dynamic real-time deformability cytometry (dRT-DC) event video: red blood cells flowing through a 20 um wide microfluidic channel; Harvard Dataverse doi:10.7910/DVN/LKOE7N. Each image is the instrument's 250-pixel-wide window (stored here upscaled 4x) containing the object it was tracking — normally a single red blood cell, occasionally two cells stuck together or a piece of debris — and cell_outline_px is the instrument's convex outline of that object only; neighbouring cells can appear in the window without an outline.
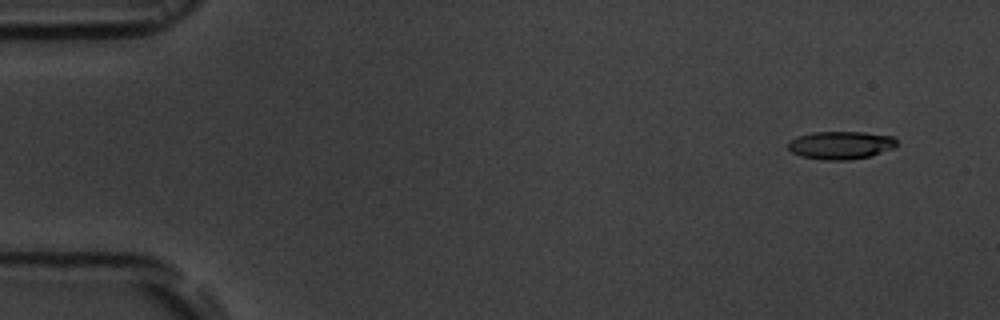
{"species": "common noctule bat (a hibernating species)", "species_latin": "Nyctalus noctula", "temperature_condition": "room temperature", "stored_images_in_passage": 4, "camera_frame_rate_fps": 3000, "um_per_image_px": 0.085, "animal": {"sex": "male", "body_mass_g": 19.5, "forearm_length_mm": 54.6}, "frame": {"image": 1, "passage_image": 1, "time_ms": 0.0, "image_size_px": [1000, 320], "cell_outline_px": [[896, 144], [892, 148], [868, 156], [848, 160], [824, 160], [800, 156], [792, 152], [788, 148], [788, 140], [796, 136], [812, 132], [864, 132], [892, 136], [896, 140]], "centroid_in_image_um": [71.39, 12.33], "position_along_channel_um": 13.6, "area_um2": 17.63}}